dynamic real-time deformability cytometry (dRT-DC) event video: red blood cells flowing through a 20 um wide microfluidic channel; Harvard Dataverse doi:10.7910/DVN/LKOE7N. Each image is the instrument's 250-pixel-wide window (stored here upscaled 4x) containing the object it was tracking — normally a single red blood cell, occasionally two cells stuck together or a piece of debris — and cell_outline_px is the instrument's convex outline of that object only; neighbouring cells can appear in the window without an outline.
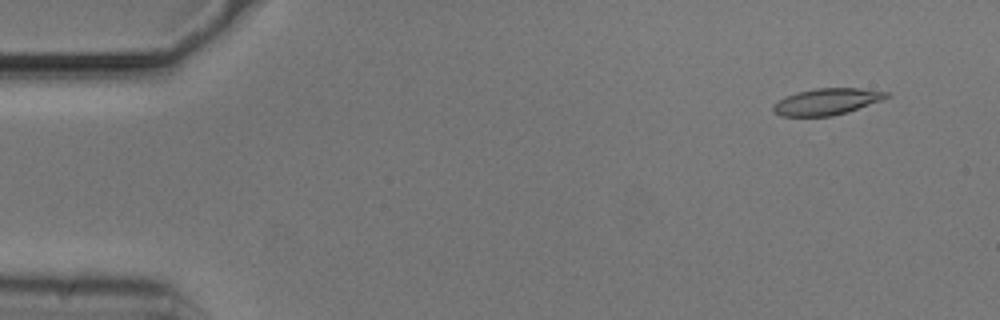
{"species": "common noctule bat (a hibernating species)", "species_latin": "Nyctalus noctula", "temperature_condition": "cold", "stored_images_in_passage": 38, "camera_frame_rate_fps": 3000, "um_per_image_px": 0.085, "animal": {"sex": "male", "body_mass_g": 20.5, "forearm_length_mm": 52.5}, "frame": {"image": 1, "passage_image": 4, "time_ms": 1.0, "image_size_px": [1000, 320], "cell_outline_px": [[892, 96], [848, 112], [832, 116], [780, 116], [772, 108], [772, 104], [784, 96], [796, 92], [816, 88], [860, 88], [888, 92]], "centroid_in_image_um": [70.26, 8.63], "position_along_channel_um": 14.7, "area_um2": 17.57}}
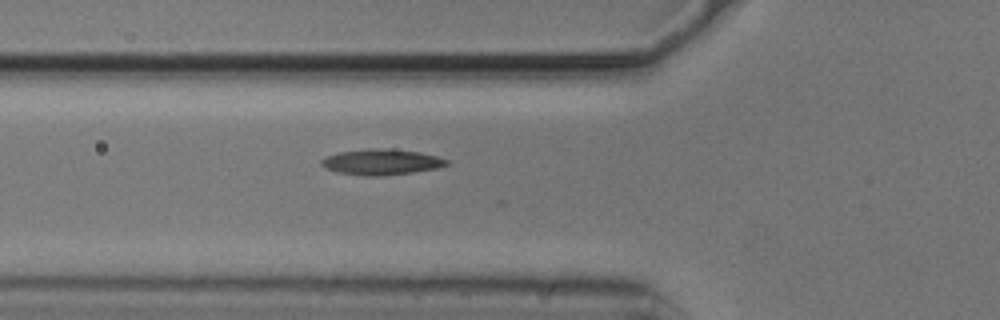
{"frame": {"image": 2, "passage_image": 19, "time_ms": 6.0, "image_size_px": [1000, 320], "cell_outline_px": [[452, 164], [436, 168], [412, 172], [380, 176], [364, 176], [336, 172], [324, 168], [320, 164], [320, 160], [328, 156], [340, 152], [368, 148], [384, 148], [420, 152], [436, 156], [448, 160]], "centroid_in_image_um": [32.41, 13.77], "position_along_channel_um": 93.4, "area_um2": 18.84}}
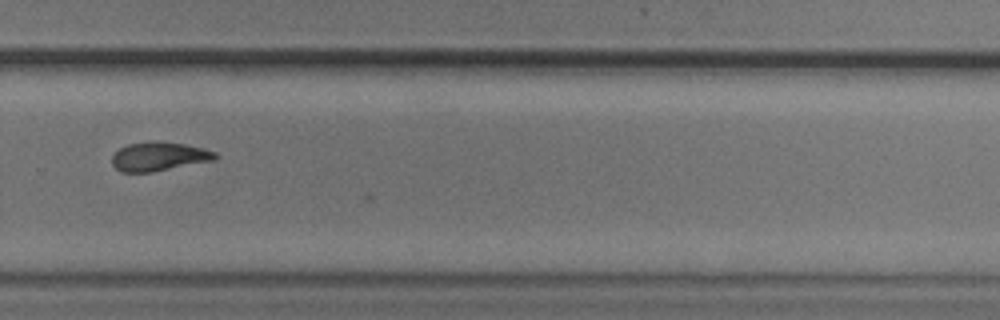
{"frame": {"image": 3, "passage_image": 37, "time_ms": 12.0, "image_size_px": [1000, 320], "cell_outline_px": [[216, 156], [212, 160], [152, 172], [120, 172], [112, 164], [112, 156], [120, 148], [128, 144], [148, 140], [156, 140], [184, 144], [204, 148], [216, 152]], "centroid_in_image_um": [13.46, 13.28], "position_along_channel_um": 316.3, "area_um2": 17.34}}